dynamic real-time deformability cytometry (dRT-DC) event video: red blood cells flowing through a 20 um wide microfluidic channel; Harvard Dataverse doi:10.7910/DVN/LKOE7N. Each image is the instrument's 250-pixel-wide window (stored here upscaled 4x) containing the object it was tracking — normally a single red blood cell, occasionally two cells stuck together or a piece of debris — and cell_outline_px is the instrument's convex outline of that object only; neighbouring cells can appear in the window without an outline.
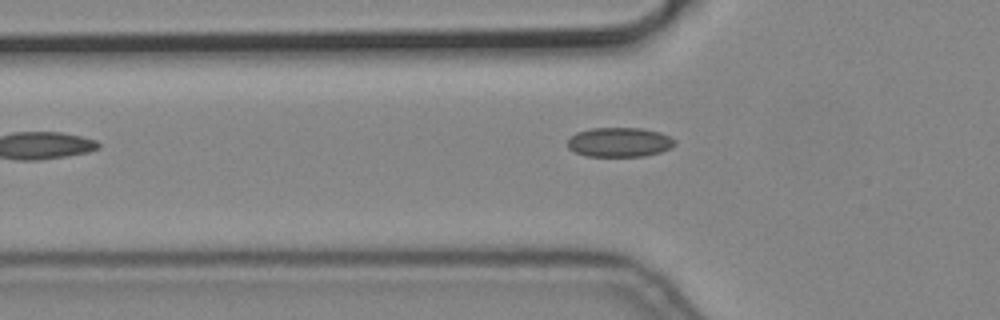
{"species": "common noctule bat (a hibernating species)", "species_latin": "Nyctalus noctula", "temperature_condition": "cold", "stored_images_in_passage": 6, "camera_frame_rate_fps": 3000, "um_per_image_px": 0.085, "animal": {"sex": "male", "body_mass_g": 19.2, "forearm_length_mm": 51.8}, "frame": {"image": 1, "passage_image": 6, "time_ms": 1.667, "image_size_px": [1000, 320], "cell_outline_px": [[676, 144], [672, 148], [660, 152], [644, 156], [584, 156], [568, 148], [568, 140], [576, 132], [592, 128], [640, 128], [660, 132], [676, 140]], "centroid_in_image_um": [52.67, 12.09], "position_along_channel_um": 73.1, "area_um2": 18.44}}